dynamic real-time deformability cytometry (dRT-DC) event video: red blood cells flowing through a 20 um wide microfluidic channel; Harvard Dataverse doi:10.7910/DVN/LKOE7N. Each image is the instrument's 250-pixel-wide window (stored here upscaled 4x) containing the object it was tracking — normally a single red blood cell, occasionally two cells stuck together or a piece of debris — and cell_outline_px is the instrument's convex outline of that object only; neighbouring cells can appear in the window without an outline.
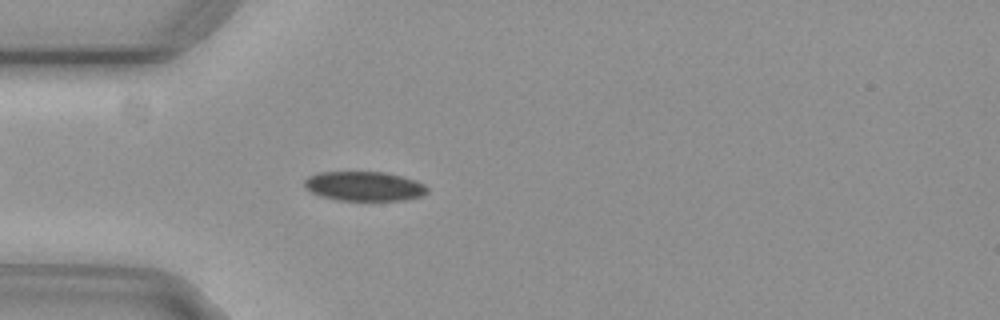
{"species": "common noctule bat (a hibernating species)", "species_latin": "Nyctalus noctula", "temperature_condition": "cold", "stored_images_in_passage": 35, "camera_frame_rate_fps": 3000, "um_per_image_px": 0.085, "animal": {"sex": "female", "body_mass_g": 29.2, "forearm_length_mm": 56.3}, "frame": {"image": 1, "passage_image": 4, "time_ms": 1.0, "image_size_px": [1000, 320], "cell_outline_px": [[428, 192], [424, 196], [404, 200], [336, 200], [320, 196], [304, 188], [304, 180], [308, 176], [316, 172], [384, 172], [416, 180], [424, 184], [428, 188]], "centroid_in_image_um": [30.95, 15.83], "position_along_channel_um": 54.0, "area_um2": 21.27}}
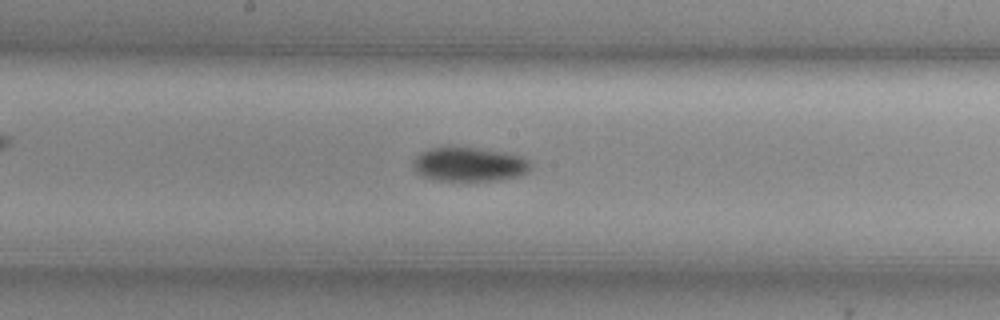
{"frame": {"image": 2, "passage_image": 17, "time_ms": 5.333, "image_size_px": [1000, 320], "cell_outline_px": [[532, 168], [528, 172], [520, 176], [504, 180], [432, 180], [420, 176], [412, 168], [412, 160], [416, 156], [432, 148], [472, 148], [500, 152], [520, 156], [528, 160], [532, 164]], "centroid_in_image_um": [39.88, 14.0], "position_along_channel_um": 208.3, "area_um2": 23.24}}
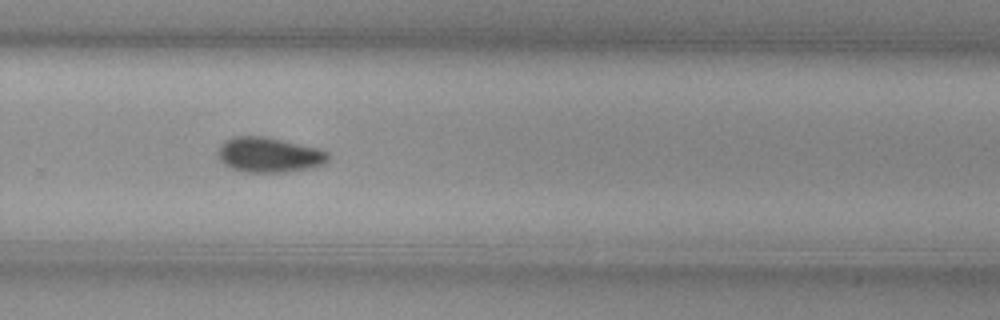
{"frame": {"image": 3, "passage_image": 25, "time_ms": 8.0, "image_size_px": [1000, 320], "cell_outline_px": [[328, 160], [324, 164], [316, 168], [288, 172], [240, 172], [228, 168], [220, 160], [220, 144], [224, 140], [236, 136], [264, 136], [320, 148], [328, 152]], "centroid_in_image_um": [22.9, 13.18], "position_along_channel_um": 306.9, "area_um2": 22.83}, "authors_computed_cell_mechanics": {"area_um2": 22.542, "velocity_mm_per_s": 3.7111, "shape_relaxation_time_tau1_ms": 8.2291, "shape_relaxation_time_tau2_ms": null, "deformation_change_tau1": 0.1315, "deformation_change_tau2": null}}